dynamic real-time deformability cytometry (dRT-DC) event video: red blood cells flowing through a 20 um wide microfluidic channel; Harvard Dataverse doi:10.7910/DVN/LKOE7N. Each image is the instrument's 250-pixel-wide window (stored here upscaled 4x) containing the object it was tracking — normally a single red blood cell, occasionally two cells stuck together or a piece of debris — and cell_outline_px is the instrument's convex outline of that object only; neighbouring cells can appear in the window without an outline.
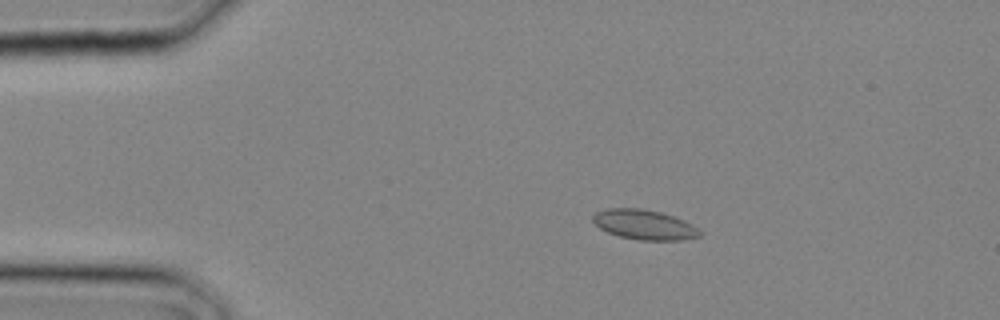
{"species": "common noctule bat (a hibernating species)", "species_latin": "Nyctalus noctula", "temperature_condition": "cold", "stored_images_in_passage": 27, "camera_frame_rate_fps": 3000, "um_per_image_px": 0.085, "animal": {"sex": "male", "body_mass_g": 20.4}, "frame": {"image": 1, "passage_image": 5, "time_ms": 1.333, "image_size_px": [1000, 320], "cell_outline_px": [[700, 236], [684, 240], [636, 240], [620, 236], [608, 232], [600, 228], [592, 220], [592, 216], [596, 212], [608, 208], [640, 208], [660, 212], [684, 220], [692, 224], [700, 232]], "centroid_in_image_um": [54.75, 19.1], "position_along_channel_um": 30.2, "area_um2": 18.5}}
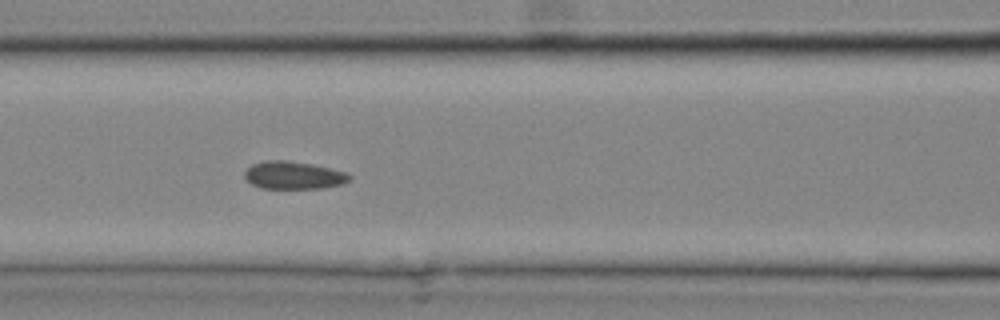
{"frame": {"image": 2, "passage_image": 12, "time_ms": 3.667, "image_size_px": [1000, 320], "cell_outline_px": [[352, 180], [344, 184], [324, 188], [260, 188], [252, 184], [244, 176], [244, 172], [252, 164], [268, 160], [288, 160], [312, 164], [348, 172], [352, 176]], "centroid_in_image_um": [25.01, 14.9], "position_along_channel_um": 141.6, "area_um2": 17.11}}
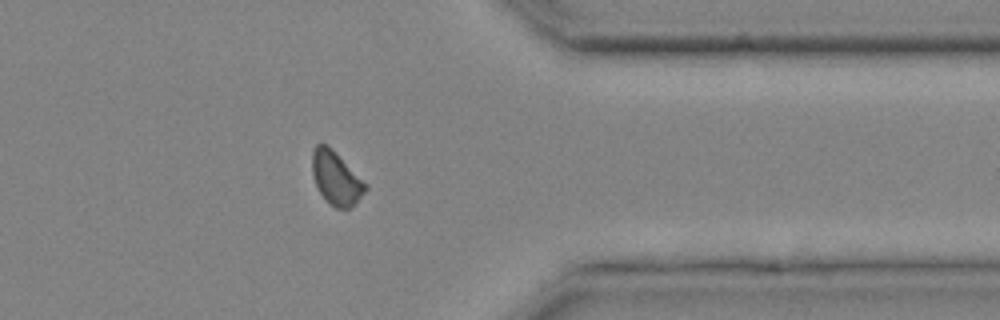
{"frame": {"image": 3, "passage_image": 23, "time_ms": 7.333, "image_size_px": [1000, 320], "cell_outline_px": [[368, 188], [356, 204], [348, 208], [336, 208], [320, 192], [312, 176], [312, 152], [316, 144], [328, 144], [368, 184]], "centroid_in_image_um": [28.59, 15.11], "position_along_channel_um": 382.8, "area_um2": 16.53}}